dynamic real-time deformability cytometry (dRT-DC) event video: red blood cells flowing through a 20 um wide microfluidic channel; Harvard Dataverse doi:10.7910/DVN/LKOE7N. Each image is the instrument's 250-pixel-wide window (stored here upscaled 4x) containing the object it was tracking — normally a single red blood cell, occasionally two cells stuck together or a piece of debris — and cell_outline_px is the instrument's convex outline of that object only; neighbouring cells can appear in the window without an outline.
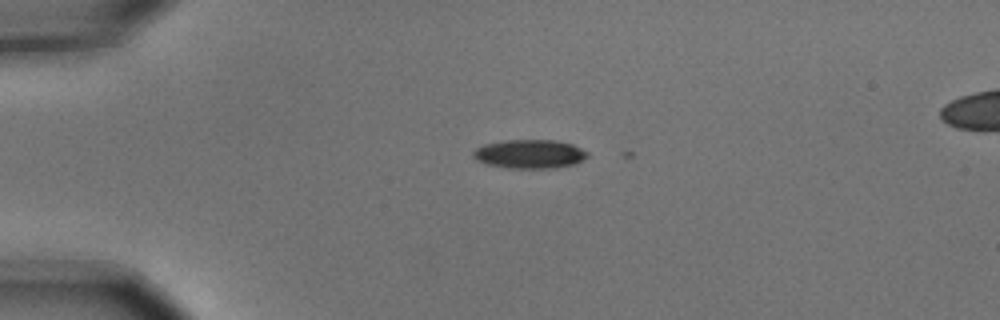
{"species": "common noctule bat (a hibernating species)", "species_latin": "Nyctalus noctula", "temperature_condition": "cold", "stored_images_in_passage": 3, "segment_of_instrument_passage": [1, 2], "camera_frame_rate_fps": 3000, "um_per_image_px": 0.085, "animal": {"sex": "male", "body_mass_g": 15.6}, "frame": {"image": 1, "passage_image": 1, "time_ms": 0.0, "image_size_px": [1000, 320], "cell_outline_px": [[588, 156], [584, 160], [576, 164], [552, 168], [508, 168], [488, 164], [476, 160], [472, 156], [472, 152], [476, 148], [484, 144], [504, 140], [556, 140], [572, 144], [588, 152]], "centroid_in_image_um": [45.02, 13.09], "position_along_channel_um": 40.0, "area_um2": 19.31}}